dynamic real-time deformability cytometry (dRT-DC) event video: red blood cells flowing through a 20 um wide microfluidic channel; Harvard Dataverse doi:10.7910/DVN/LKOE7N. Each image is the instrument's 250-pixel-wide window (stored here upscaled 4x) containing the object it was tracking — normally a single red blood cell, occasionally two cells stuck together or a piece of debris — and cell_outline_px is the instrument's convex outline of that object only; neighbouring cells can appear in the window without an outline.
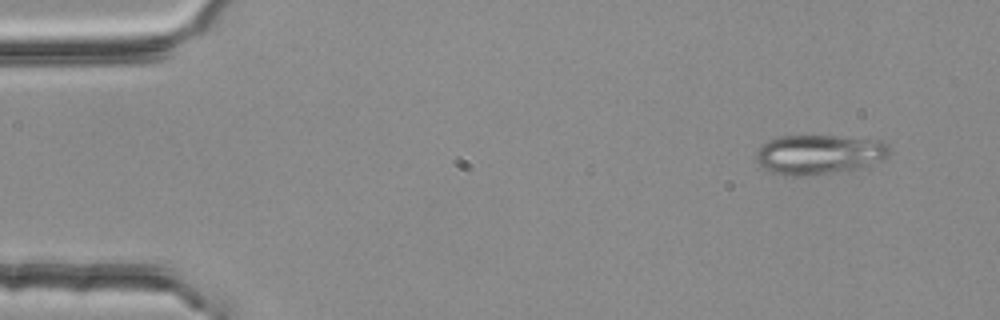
{"species": "common noctule bat (a hibernating species)", "species_latin": "Nyctalus noctula", "temperature_condition": "room temperature", "stored_images_in_passage": 3, "camera_frame_rate_fps": 3000, "um_per_image_px": 0.085, "animal": {"sex": "female", "body_mass_g": 25.1}, "frame": {"image": 1, "passage_image": 1, "time_ms": 0.0, "image_size_px": [1000, 320], "cell_outline_px": [[888, 156], [884, 160], [864, 168], [836, 172], [804, 176], [784, 176], [772, 172], [764, 168], [756, 160], [756, 152], [768, 140], [780, 136], [836, 136], [880, 140], [888, 144]], "centroid_in_image_um": [69.65, 13.14], "position_along_channel_um": 15.3, "area_um2": 30.98}}